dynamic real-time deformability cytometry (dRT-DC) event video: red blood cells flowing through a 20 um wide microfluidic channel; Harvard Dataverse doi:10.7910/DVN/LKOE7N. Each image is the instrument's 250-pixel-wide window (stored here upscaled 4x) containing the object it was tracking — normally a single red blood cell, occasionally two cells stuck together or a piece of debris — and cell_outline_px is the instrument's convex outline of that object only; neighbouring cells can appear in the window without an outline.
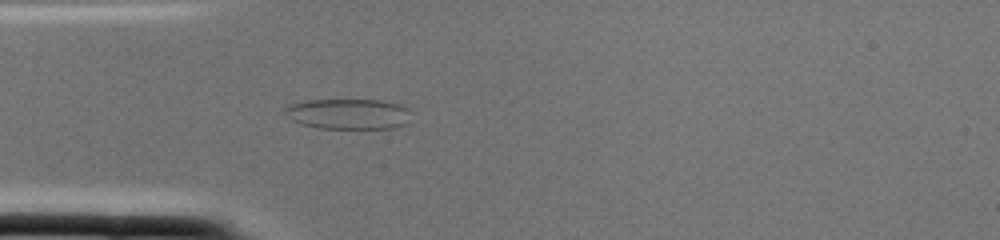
{"species": "common noctule bat (a hibernating species)", "species_latin": "Nyctalus noctula", "temperature_condition": "cold", "stored_images_in_passage": 2, "camera_frame_rate_fps": 3000, "um_per_image_px": 0.085, "animal": {"sex": "female", "body_mass_g": 22.0, "forearm_length_mm": 56.7}, "frame": {"image": 1, "passage_image": 2, "time_ms": 0.333, "image_size_px": [1000, 240], "cell_outline_px": [[408, 124], [392, 128], [320, 128], [300, 124], [284, 116], [284, 108], [288, 104], [304, 100], [380, 100], [400, 104], [408, 108]], "centroid_in_image_um": [29.55, 9.68], "position_along_channel_um": 55.4, "area_um2": 22.6}}